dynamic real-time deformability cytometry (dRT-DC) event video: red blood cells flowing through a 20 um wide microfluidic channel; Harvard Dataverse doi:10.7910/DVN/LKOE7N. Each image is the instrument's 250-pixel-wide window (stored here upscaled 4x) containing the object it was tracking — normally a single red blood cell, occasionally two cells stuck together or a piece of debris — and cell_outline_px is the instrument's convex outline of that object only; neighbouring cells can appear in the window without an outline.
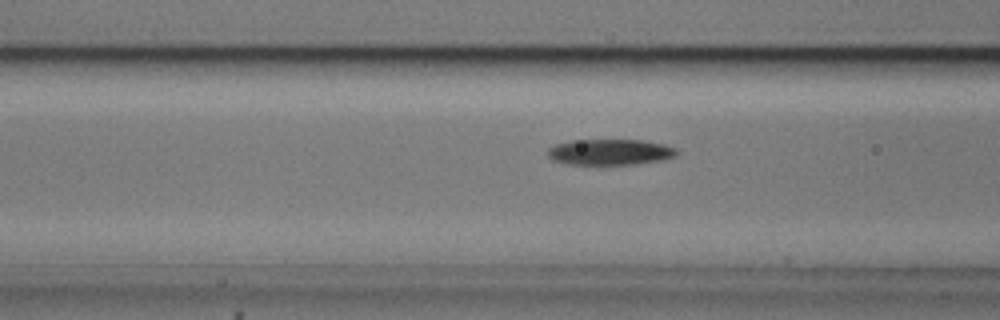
{"species": "common noctule bat (a hibernating species)", "species_latin": "Nyctalus noctula", "temperature_condition": "cold", "stored_images_in_passage": 29, "camera_frame_rate_fps": 3000, "um_per_image_px": 0.085, "animal": {"sex": "male", "body_mass_g": 20.5, "forearm_length_mm": 52.5}, "frame": {"image": 1, "passage_image": 5, "time_ms": 1.333, "image_size_px": [1000, 320], "cell_outline_px": [[680, 152], [676, 156], [660, 160], [636, 164], [568, 164], [552, 160], [548, 156], [548, 148], [556, 144], [572, 140], [640, 140], [664, 144], [676, 148]], "centroid_in_image_um": [51.86, 12.92], "position_along_channel_um": 114.7, "area_um2": 19.42}}
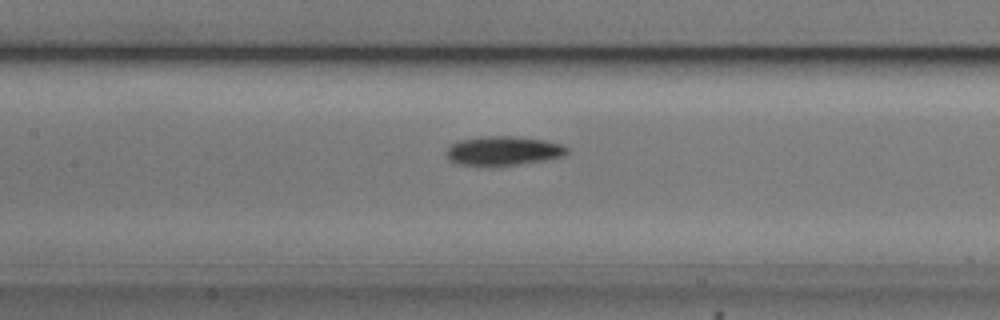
{"frame": {"image": 2, "passage_image": 9, "time_ms": 2.667, "image_size_px": [1000, 320], "cell_outline_px": [[568, 152], [564, 156], [544, 160], [492, 168], [476, 168], [452, 164], [448, 160], [444, 152], [452, 144], [460, 140], [484, 136], [516, 136], [544, 140], [564, 144], [568, 148]], "centroid_in_image_um": [42.7, 12.87], "position_along_channel_um": 164.7, "area_um2": 21.5}}